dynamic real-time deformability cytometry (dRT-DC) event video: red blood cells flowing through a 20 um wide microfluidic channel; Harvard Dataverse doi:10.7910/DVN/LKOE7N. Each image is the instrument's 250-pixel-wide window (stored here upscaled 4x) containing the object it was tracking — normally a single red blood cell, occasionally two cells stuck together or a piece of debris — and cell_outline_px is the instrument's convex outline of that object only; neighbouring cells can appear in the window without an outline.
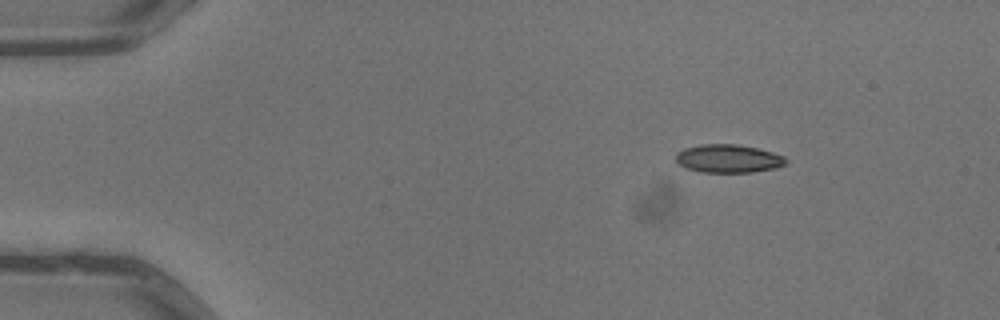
{"species": "common noctule bat (a hibernating species)", "species_latin": "Nyctalus noctula", "temperature_condition": "warm", "stored_images_in_passage": 4, "camera_frame_rate_fps": 3000, "um_per_image_px": 0.085, "animal": {"sex": "male", "body_mass_g": 13.3}, "frame": {"image": 1, "passage_image": 1, "time_ms": 0.0, "image_size_px": [1000, 320], "cell_outline_px": [[788, 160], [784, 164], [776, 168], [752, 172], [700, 172], [684, 168], [676, 160], [676, 152], [684, 148], [700, 144], [736, 144], [756, 148], [772, 152], [784, 156]], "centroid_in_image_um": [61.88, 13.48], "position_along_channel_um": 23.1, "area_um2": 18.15}}
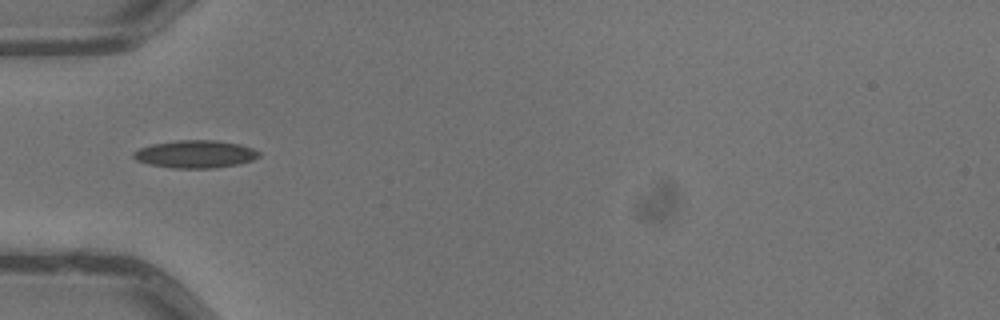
{"frame": {"image": 2, "passage_image": 4, "time_ms": 1.0, "image_size_px": [1000, 320], "cell_outline_px": [[260, 156], [252, 160], [240, 164], [212, 168], [172, 168], [148, 164], [136, 160], [132, 156], [132, 152], [140, 148], [152, 144], [176, 140], [216, 140], [240, 144], [252, 148], [260, 152]], "centroid_in_image_um": [16.6, 13.1], "position_along_channel_um": 68.4, "area_um2": 20.35}}